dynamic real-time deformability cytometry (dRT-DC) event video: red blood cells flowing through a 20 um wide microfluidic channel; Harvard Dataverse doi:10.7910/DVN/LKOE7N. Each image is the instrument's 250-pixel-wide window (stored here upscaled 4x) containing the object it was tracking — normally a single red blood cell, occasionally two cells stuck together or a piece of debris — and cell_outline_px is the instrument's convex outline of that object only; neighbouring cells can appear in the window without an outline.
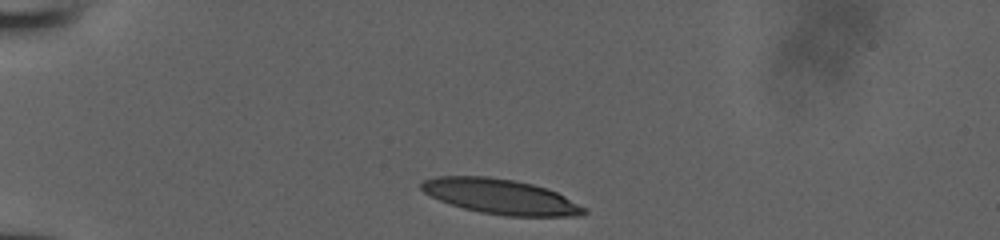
{"species": "human", "species_latin": "Homo sapiens", "temperature_condition": "room temperature", "stored_images_in_passage": 7, "camera_frame_rate_fps": 3000, "um_per_image_px": 0.085, "donor": {"sex": "male"}, "frame": {"image": 1, "passage_image": 1, "time_ms": 0.0, "image_size_px": [1000, 240], "cell_outline_px": [[588, 212], [580, 216], [504, 216], [480, 212], [464, 208], [440, 200], [424, 192], [420, 188], [420, 184], [424, 180], [436, 176], [488, 176], [512, 180], [532, 184], [548, 188], [588, 208]], "centroid_in_image_um": [42.59, 16.71], "position_along_channel_um": 42.4, "area_um2": 33.18}}
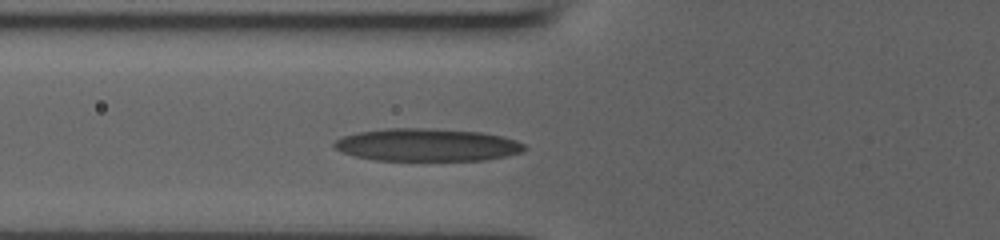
{"frame": {"image": 2, "passage_image": 5, "time_ms": 1.333, "image_size_px": [1000, 240], "cell_outline_px": [[528, 148], [520, 152], [508, 156], [488, 160], [376, 160], [352, 156], [332, 148], [332, 144], [336, 140], [344, 136], [356, 132], [388, 128], [428, 128], [480, 132], [500, 136], [516, 140], [524, 144]], "centroid_in_image_um": [36.27, 12.32], "position_along_channel_um": 89.5, "area_um2": 36.36}}
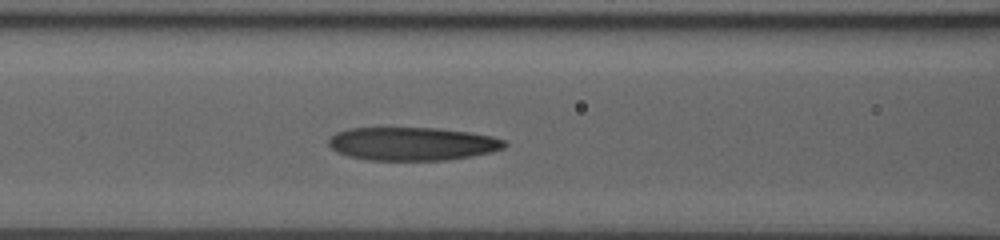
{"frame": {"image": 3, "passage_image": 7, "time_ms": 2.0, "image_size_px": [1000, 240], "cell_outline_px": [[508, 144], [504, 148], [492, 152], [472, 156], [444, 160], [368, 160], [348, 156], [336, 152], [328, 144], [328, 140], [336, 132], [348, 128], [436, 128], [468, 132], [492, 136], [504, 140]], "centroid_in_image_um": [35.04, 12.22], "position_along_channel_um": 131.6, "area_um2": 34.16}}